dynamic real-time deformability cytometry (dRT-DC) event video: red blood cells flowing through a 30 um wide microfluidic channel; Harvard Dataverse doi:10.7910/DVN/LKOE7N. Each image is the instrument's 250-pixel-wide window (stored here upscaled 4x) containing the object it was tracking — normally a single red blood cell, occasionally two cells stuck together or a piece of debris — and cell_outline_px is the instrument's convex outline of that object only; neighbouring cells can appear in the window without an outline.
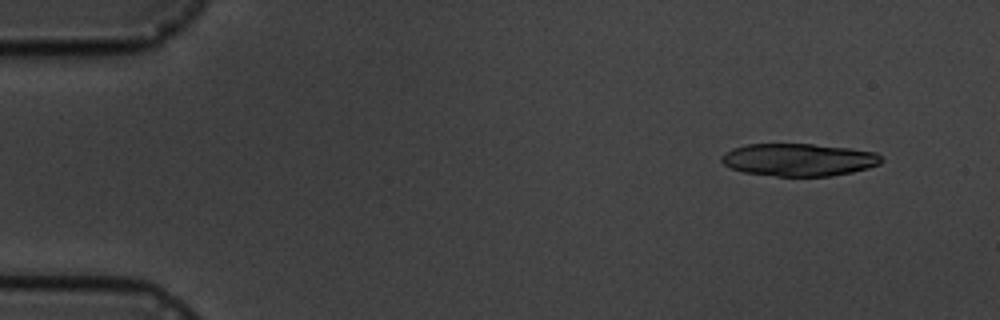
{"species": "common noctule bat (a hibernating species)", "species_latin": "Nyctalus noctula", "temperature_condition": "cold", "stored_images_in_passage": 6, "camera_frame_rate_fps": 3000, "um_per_image_px": 0.085, "animal": {"sex": "male", "body_mass_g": 19.5, "forearm_length_mm": 54.6}, "frame": {"image": 1, "passage_image": 2, "time_ms": 1.333, "image_size_px": [1000, 320], "cell_outline_px": [[884, 160], [880, 164], [868, 168], [852, 172], [832, 176], [776, 176], [744, 172], [732, 168], [724, 164], [720, 160], [720, 156], [724, 152], [732, 148], [744, 144], [812, 144], [848, 148], [876, 152]], "centroid_in_image_um": [67.88, 13.57], "position_along_channel_um": 17.1, "area_um2": 30.46}}